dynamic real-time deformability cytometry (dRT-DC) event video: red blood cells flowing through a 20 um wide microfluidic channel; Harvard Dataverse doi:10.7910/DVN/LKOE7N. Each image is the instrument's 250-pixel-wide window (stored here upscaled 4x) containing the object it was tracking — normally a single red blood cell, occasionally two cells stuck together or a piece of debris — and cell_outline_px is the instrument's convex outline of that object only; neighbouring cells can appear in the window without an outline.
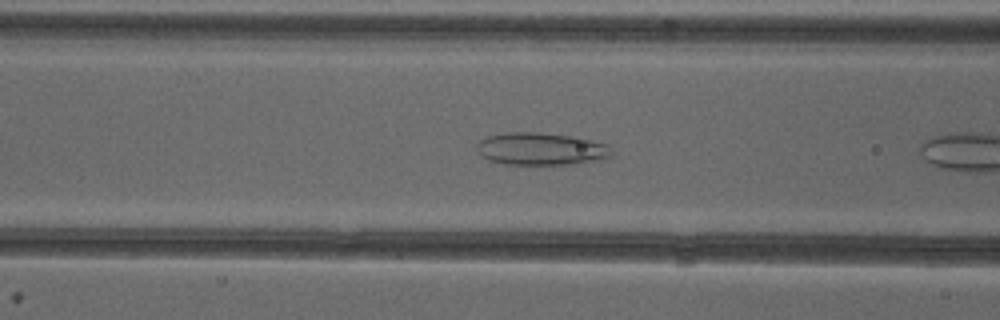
{"species": "common noctule bat (a hibernating species)", "species_latin": "Nyctalus noctula", "temperature_condition": "cold", "stored_images_in_passage": 6, "camera_frame_rate_fps": 3000, "um_per_image_px": 0.085, "animal": {"sex": "female"}, "frame": {"image": 1, "passage_image": 5, "time_ms": 1.333, "image_size_px": [1000, 320], "cell_outline_px": [[612, 156], [600, 160], [572, 164], [504, 164], [488, 160], [476, 148], [476, 144], [480, 140], [488, 136], [508, 132], [536, 132], [568, 136], [592, 140], [608, 144], [612, 152]], "centroid_in_image_um": [46.0, 12.66], "position_along_channel_um": 120.6, "area_um2": 25.37}}